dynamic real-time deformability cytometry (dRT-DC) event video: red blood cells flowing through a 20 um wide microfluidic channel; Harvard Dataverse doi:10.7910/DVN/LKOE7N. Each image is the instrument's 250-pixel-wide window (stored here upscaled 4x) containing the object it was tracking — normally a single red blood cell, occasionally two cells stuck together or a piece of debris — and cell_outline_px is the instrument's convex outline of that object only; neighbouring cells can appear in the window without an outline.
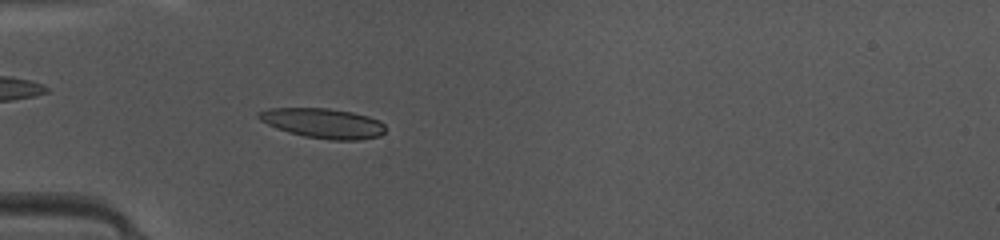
{"species": "common noctule bat (a hibernating species)", "species_latin": "Nyctalus noctula", "temperature_condition": "warm", "stored_images_in_passage": 24, "camera_frame_rate_fps": 3000, "um_per_image_px": 0.085, "animal": {"sex": "female", "body_mass_g": 10.0, "forearm_length_mm": 53.1}, "frame": {"image": 1, "passage_image": 3, "time_ms": 0.667, "image_size_px": [1000, 240], "cell_outline_px": [[384, 132], [380, 136], [360, 140], [332, 140], [304, 136], [288, 132], [276, 128], [260, 120], [256, 116], [256, 112], [268, 108], [328, 108], [352, 112], [368, 116], [380, 120], [384, 124]], "centroid_in_image_um": [27.45, 10.47], "position_along_channel_um": 57.5, "area_um2": 22.2}}
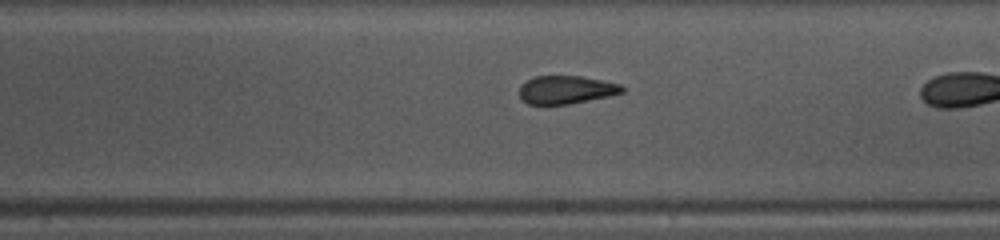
{"frame": {"image": 2, "passage_image": 14, "time_ms": 4.333, "image_size_px": [1000, 240], "cell_outline_px": [[624, 92], [608, 96], [568, 104], [528, 104], [520, 96], [520, 84], [536, 76], [580, 76], [620, 84], [624, 88]], "centroid_in_image_um": [48.11, 7.62], "position_along_channel_um": 240.9, "area_um2": 16.59}}
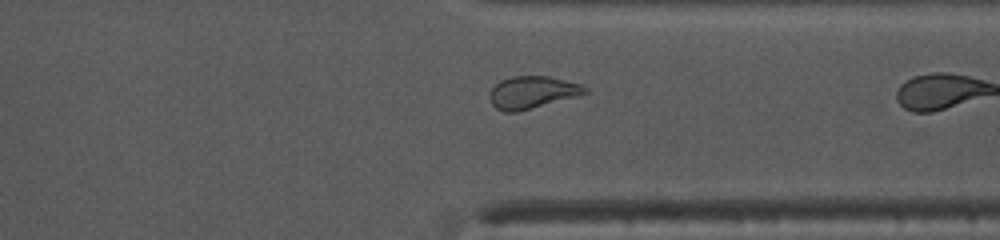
{"frame": {"image": 3, "passage_image": 23, "time_ms": 7.333, "image_size_px": [1000, 240], "cell_outline_px": [[588, 92], [580, 96], [516, 112], [504, 112], [496, 108], [492, 104], [488, 96], [492, 88], [500, 80], [512, 76], [548, 76], [580, 84], [588, 88]], "centroid_in_image_um": [45.24, 7.85], "position_along_channel_um": 366.2, "area_um2": 18.03}}